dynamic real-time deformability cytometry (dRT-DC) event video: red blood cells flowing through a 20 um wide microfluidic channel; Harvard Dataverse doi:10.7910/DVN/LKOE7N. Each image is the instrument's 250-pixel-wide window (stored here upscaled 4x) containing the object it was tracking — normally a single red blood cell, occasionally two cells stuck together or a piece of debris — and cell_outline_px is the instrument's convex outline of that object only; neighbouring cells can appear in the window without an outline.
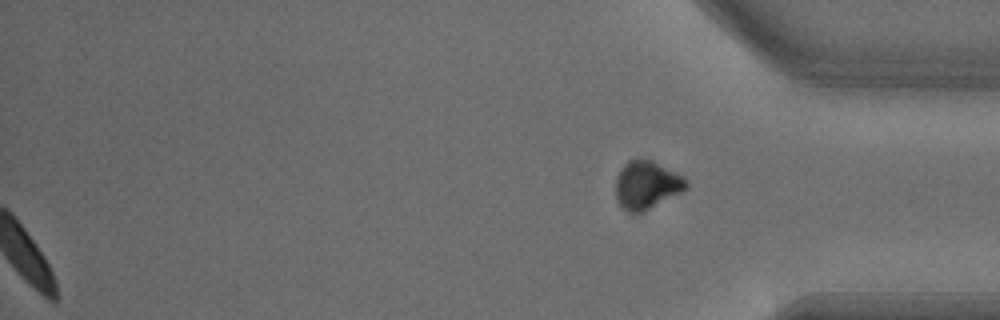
{"species": "common noctule bat (a hibernating species)", "species_latin": "Nyctalus noctula", "temperature_condition": "warm", "stored_images_in_passage": 28, "segment_of_instrument_passage": [2, 2], "camera_frame_rate_fps": 3000, "um_per_image_px": 0.085, "animal": {"sex": "male", "body_mass_g": 18.8}, "frame": {"image": 1, "passage_image": 28, "time_ms": 9.0, "image_size_px": [1000, 320], "cell_outline_px": [[688, 188], [684, 192], [644, 212], [632, 216], [616, 200], [616, 176], [620, 168], [628, 160], [652, 160], [684, 176], [688, 180]], "centroid_in_image_um": [54.99, 15.76], "position_along_channel_um": 380.2, "area_um2": 20.29}}